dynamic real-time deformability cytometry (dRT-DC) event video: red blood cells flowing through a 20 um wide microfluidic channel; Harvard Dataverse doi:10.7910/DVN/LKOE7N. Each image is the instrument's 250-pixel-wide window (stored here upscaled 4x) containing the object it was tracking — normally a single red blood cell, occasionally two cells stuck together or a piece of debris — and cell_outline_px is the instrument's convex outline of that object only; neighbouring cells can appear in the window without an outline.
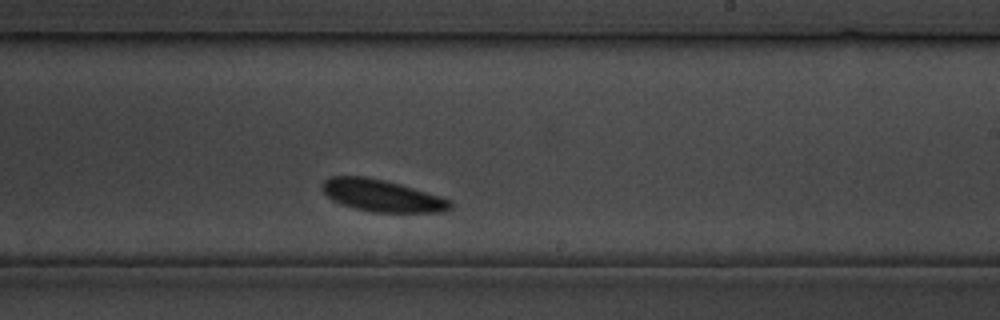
{"species": "common noctule bat (a hibernating species)", "species_latin": "Nyctalus noctula", "temperature_condition": "cold", "stored_images_in_passage": 13, "camera_frame_rate_fps": 3000, "um_per_image_px": 0.085, "animal": {"sex": "male", "body_mass_g": 19.5, "forearm_length_mm": 54.6}, "frame": {"image": 1, "passage_image": 13, "time_ms": 14.667, "image_size_px": [1000, 320], "cell_outline_px": [[452, 208], [444, 212], [372, 212], [356, 208], [344, 204], [328, 196], [320, 188], [320, 184], [324, 180], [332, 176], [364, 176], [384, 180], [400, 184], [440, 196], [452, 200]], "centroid_in_image_um": [32.49, 16.62], "position_along_channel_um": 256.5, "area_um2": 23.7}}